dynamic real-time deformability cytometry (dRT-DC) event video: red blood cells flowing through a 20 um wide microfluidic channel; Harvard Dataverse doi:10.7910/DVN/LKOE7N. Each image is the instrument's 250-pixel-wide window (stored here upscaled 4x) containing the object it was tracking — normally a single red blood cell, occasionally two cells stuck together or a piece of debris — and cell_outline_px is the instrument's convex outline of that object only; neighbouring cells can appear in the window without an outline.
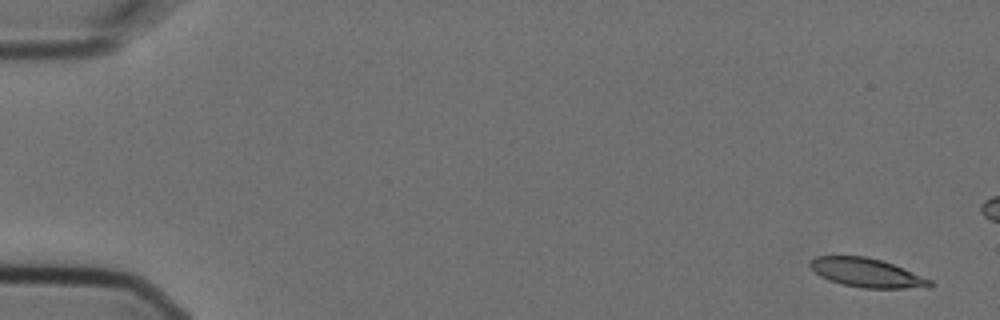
{"species": "Egyptian fruit bat (a non-hibernating species)", "species_latin": "Rousettus aegyptiacus", "temperature_condition": "cold", "stored_images_in_passage": 5, "camera_frame_rate_fps": 3000, "um_per_image_px": 0.085, "animal": {"sex": "female"}, "frame": {"image": 1, "passage_image": 1, "time_ms": 0.0, "image_size_px": [1000, 320], "cell_outline_px": [[936, 284], [928, 288], [864, 288], [840, 284], [828, 280], [820, 276], [808, 264], [816, 256], [864, 256], [880, 260], [892, 264], [932, 280]], "centroid_in_image_um": [73.7, 23.2], "position_along_channel_um": 11.3, "area_um2": 20.11}}